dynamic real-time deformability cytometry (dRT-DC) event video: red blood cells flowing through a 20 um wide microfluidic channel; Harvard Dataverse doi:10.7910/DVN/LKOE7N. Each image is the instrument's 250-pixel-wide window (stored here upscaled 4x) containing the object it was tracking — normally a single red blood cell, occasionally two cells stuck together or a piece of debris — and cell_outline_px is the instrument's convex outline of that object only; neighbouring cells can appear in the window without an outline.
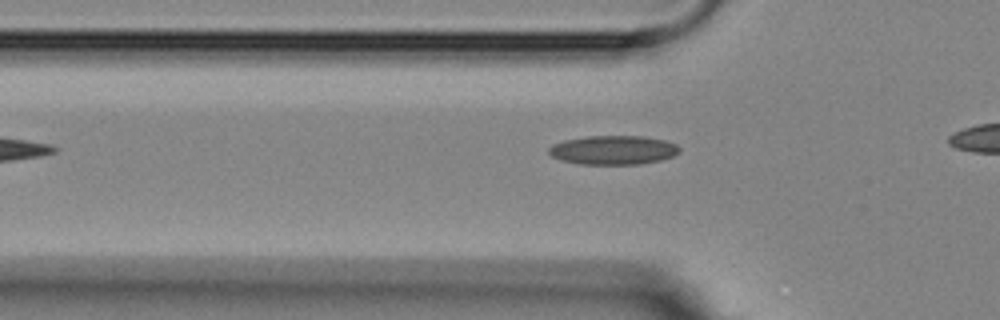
{"species": "Egyptian fruit bat (a non-hibernating species)", "species_latin": "Rousettus aegyptiacus", "temperature_condition": "room temperature", "stored_images_in_passage": 3, "camera_frame_rate_fps": 3000, "um_per_image_px": 0.085, "animal": {"sex": "female"}, "frame": {"image": 1, "passage_image": 3, "time_ms": 2.333, "image_size_px": [1000, 320], "cell_outline_px": [[680, 152], [672, 156], [660, 160], [640, 164], [580, 164], [560, 160], [552, 156], [548, 152], [548, 148], [552, 144], [564, 140], [588, 136], [644, 136], [664, 140], [676, 144], [680, 148]], "centroid_in_image_um": [52.11, 12.75], "position_along_channel_um": 73.7, "area_um2": 22.14}}